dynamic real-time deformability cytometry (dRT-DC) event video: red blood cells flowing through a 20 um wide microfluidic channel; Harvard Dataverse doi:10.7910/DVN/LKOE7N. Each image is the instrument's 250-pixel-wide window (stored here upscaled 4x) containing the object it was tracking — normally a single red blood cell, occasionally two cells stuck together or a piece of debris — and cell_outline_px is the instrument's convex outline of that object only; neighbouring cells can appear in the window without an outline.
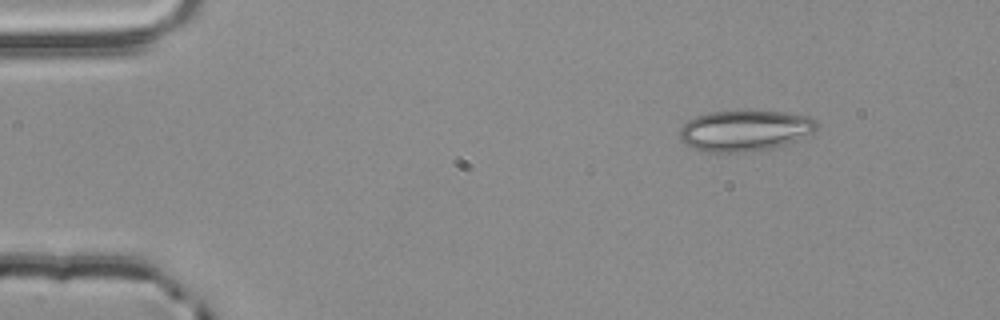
{"species": "common noctule bat (a hibernating species)", "species_latin": "Nyctalus noctula", "temperature_condition": "room temperature", "stored_images_in_passage": 48, "camera_frame_rate_fps": 3000, "um_per_image_px": 0.085, "animal": {"sex": "male", "body_mass_g": 20.4}, "frame": {"image": 1, "passage_image": 1, "time_ms": 0.0, "image_size_px": [1000, 320], "cell_outline_px": [[820, 124], [812, 132], [784, 144], [772, 148], [748, 152], [700, 152], [684, 144], [680, 140], [680, 128], [688, 120], [696, 116], [708, 112], [740, 108], [748, 108], [784, 112], [808, 116], [816, 120]], "centroid_in_image_um": [63.26, 11.06], "position_along_channel_um": 21.7, "area_um2": 33.64}}
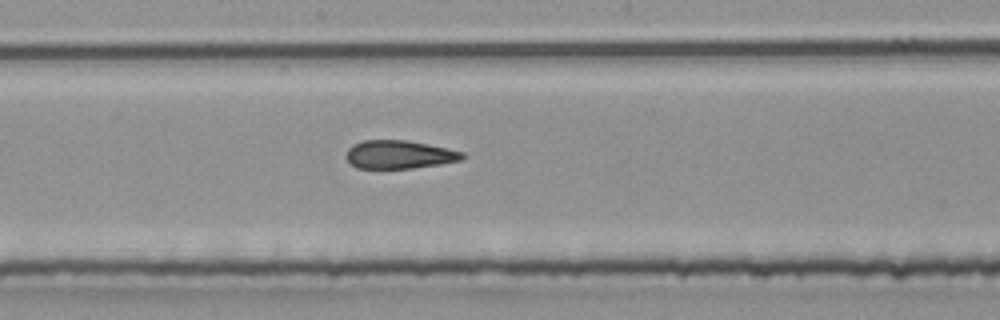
{"frame": {"image": 2, "passage_image": 23, "time_ms": 7.333, "image_size_px": [1000, 320], "cell_outline_px": [[464, 156], [460, 160], [440, 164], [412, 168], [356, 168], [344, 156], [348, 148], [352, 144], [364, 140], [408, 140], [428, 144], [464, 152]], "centroid_in_image_um": [33.9, 13.13], "position_along_channel_um": 214.3, "area_um2": 19.13}}
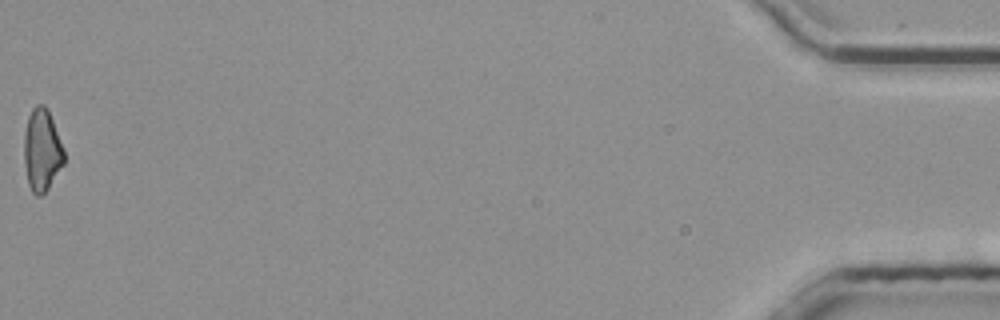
{"frame": {"image": 3, "passage_image": 48, "time_ms": 15.667, "image_size_px": [1000, 320], "cell_outline_px": [[64, 164], [48, 188], [40, 196], [36, 196], [32, 192], [28, 184], [24, 164], [24, 132], [28, 116], [32, 108], [36, 104], [44, 104], [48, 108], [64, 148]], "centroid_in_image_um": [3.56, 12.74], "position_along_channel_um": 431.6, "area_um2": 19.42}, "authors_computed_cell_mechanics": {"area_um2": 19.8832, "velocity_mm_per_s": 3.8752, "shape_relaxation_time_tau1_ms": null, "shape_relaxation_time_tau2_ms": 2.2051, "deformation_change_tau1": null, "deformation_change_tau2": 0.0994}}